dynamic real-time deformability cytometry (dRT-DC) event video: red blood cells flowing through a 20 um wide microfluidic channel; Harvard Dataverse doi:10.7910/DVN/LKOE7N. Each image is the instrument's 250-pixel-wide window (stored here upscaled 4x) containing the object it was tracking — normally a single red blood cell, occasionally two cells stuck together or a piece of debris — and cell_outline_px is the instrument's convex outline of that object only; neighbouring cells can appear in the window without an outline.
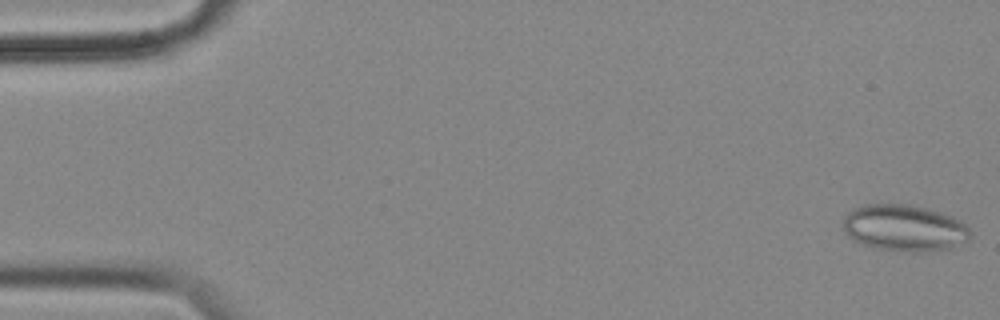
{"species": "common noctule bat (a hibernating species)", "species_latin": "Nyctalus noctula", "temperature_condition": "cold", "stored_images_in_passage": 15, "camera_frame_rate_fps": 3000, "um_per_image_px": 0.085, "animal": {"sex": "female", "body_mass_g": 18.4}, "frame": {"image": 1, "passage_image": 1, "time_ms": 0.0, "image_size_px": [1000, 320], "cell_outline_px": [[972, 236], [968, 240], [952, 248], [916, 252], [912, 252], [872, 248], [848, 236], [844, 232], [844, 216], [852, 208], [864, 204], [908, 204], [924, 208], [952, 216], [960, 220], [972, 232]], "centroid_in_image_um": [76.87, 19.38], "position_along_channel_um": 8.1, "area_um2": 34.51}}